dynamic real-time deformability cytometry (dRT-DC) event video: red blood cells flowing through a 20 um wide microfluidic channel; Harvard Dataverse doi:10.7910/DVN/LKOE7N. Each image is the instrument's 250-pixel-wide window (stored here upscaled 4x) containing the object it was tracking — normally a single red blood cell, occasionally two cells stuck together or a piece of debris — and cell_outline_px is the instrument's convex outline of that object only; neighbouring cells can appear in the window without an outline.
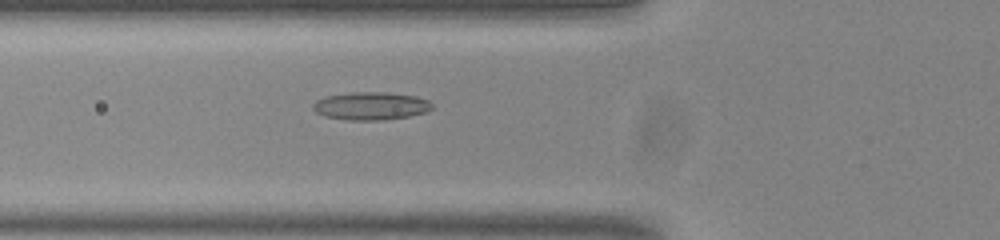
{"species": "common noctule bat (a hibernating species)", "species_latin": "Nyctalus noctula", "temperature_condition": "room temperature", "stored_images_in_passage": 41, "camera_frame_rate_fps": 3000, "um_per_image_px": 0.085, "animal": {"sex": "male", "body_mass_g": 20.0, "forearm_length_mm": 53.3}, "frame": {"image": 1, "passage_image": 7, "time_ms": 2.0, "image_size_px": [1000, 240], "cell_outline_px": [[432, 108], [428, 112], [408, 116], [384, 120], [348, 120], [324, 116], [316, 112], [312, 108], [312, 104], [316, 100], [324, 96], [348, 92], [388, 92], [416, 96], [428, 100], [432, 104]], "centroid_in_image_um": [31.5, 9.0], "position_along_channel_um": 94.3, "area_um2": 19.59}}
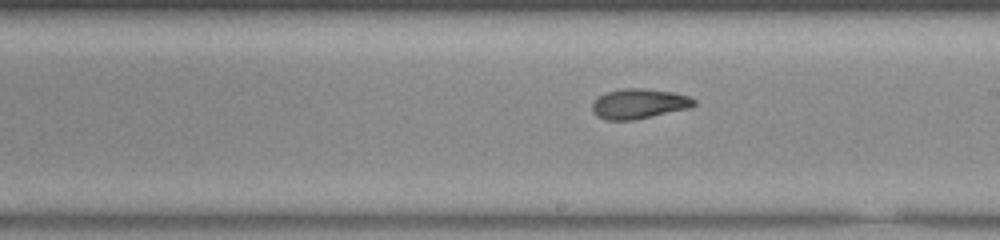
{"frame": {"image": 2, "passage_image": 18, "time_ms": 5.667, "image_size_px": [1000, 240], "cell_outline_px": [[696, 104], [688, 108], [652, 116], [632, 120], [604, 120], [596, 116], [592, 112], [592, 104], [600, 96], [608, 92], [624, 88], [644, 88], [672, 92], [688, 96], [696, 100]], "centroid_in_image_um": [54.3, 8.82], "position_along_channel_um": 234.7, "area_um2": 17.63}}
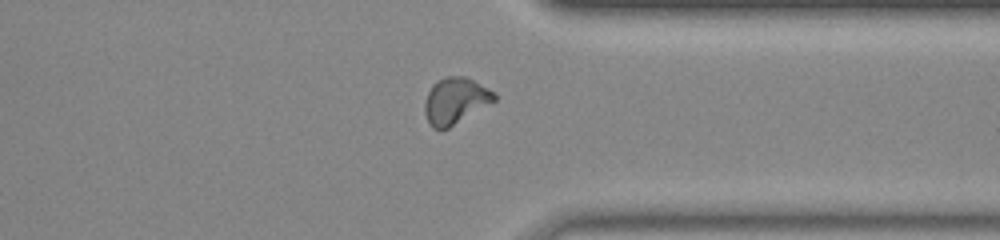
{"frame": {"image": 3, "passage_image": 29, "time_ms": 9.333, "image_size_px": [1000, 240], "cell_outline_px": [[496, 100], [448, 128], [440, 132], [432, 128], [428, 124], [424, 112], [424, 104], [428, 92], [432, 84], [436, 80], [444, 76], [464, 76], [496, 92]], "centroid_in_image_um": [38.66, 8.58], "position_along_channel_um": 372.7, "area_um2": 18.96}, "authors_computed_cell_mechanics": {"area_um2": 17.8602, "velocity_mm_per_s": 3.8264, "shape_relaxation_time_tau1_ms": null, "shape_relaxation_time_tau2_ms": 1.9199, "deformation_change_tau1": null, "deformation_change_tau2": 0.0796}}